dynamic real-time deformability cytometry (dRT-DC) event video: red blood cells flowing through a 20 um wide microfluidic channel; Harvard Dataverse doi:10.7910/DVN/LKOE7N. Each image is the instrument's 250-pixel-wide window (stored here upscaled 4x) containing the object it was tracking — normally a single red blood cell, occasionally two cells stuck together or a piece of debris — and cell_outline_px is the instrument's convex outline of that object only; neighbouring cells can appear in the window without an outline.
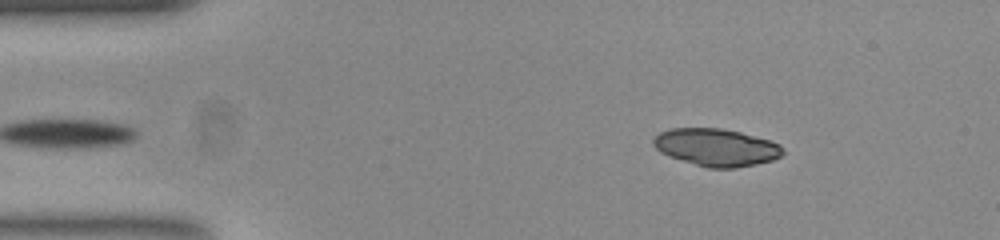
{"species": "common noctule bat (a hibernating species)", "species_latin": "Nyctalus noctula", "temperature_condition": "room temperature", "stored_images_in_passage": 42, "camera_frame_rate_fps": 3000, "um_per_image_px": 0.085, "animal": {"sex": "female", "body_mass_g": 23.0, "forearm_length_mm": 53.4}, "frame": {"image": 1, "passage_image": 4, "time_ms": 1.0, "image_size_px": [1000, 240], "cell_outline_px": [[784, 152], [780, 156], [772, 160], [756, 164], [736, 168], [708, 168], [668, 156], [660, 152], [652, 144], [652, 140], [660, 132], [672, 128], [720, 128], [740, 132], [772, 140], [780, 144], [784, 148]], "centroid_in_image_um": [60.9, 12.52], "position_along_channel_um": 24.1, "area_um2": 28.38}}